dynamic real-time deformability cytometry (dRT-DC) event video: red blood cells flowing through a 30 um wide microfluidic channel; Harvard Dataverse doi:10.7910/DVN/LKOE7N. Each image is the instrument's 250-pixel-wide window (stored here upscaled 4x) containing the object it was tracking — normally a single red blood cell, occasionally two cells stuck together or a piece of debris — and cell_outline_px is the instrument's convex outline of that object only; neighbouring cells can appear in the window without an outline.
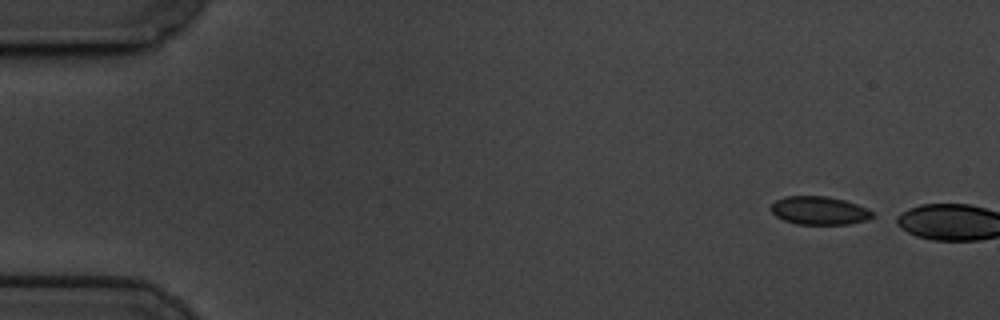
{"species": "common noctule bat (a hibernating species)", "species_latin": "Nyctalus noctula", "temperature_condition": "cold", "stored_images_in_passage": 4, "camera_frame_rate_fps": 3000, "um_per_image_px": 0.085, "animal": {"sex": "male", "body_mass_g": 19.5, "forearm_length_mm": 54.6}, "frame": {"image": 1, "passage_image": 1, "time_ms": 0.0, "image_size_px": [1000, 320], "cell_outline_px": [[876, 216], [868, 220], [848, 224], [796, 224], [784, 220], [776, 216], [772, 212], [772, 204], [776, 200], [784, 196], [828, 196], [844, 200], [868, 208], [876, 212]], "centroid_in_image_um": [69.7, 17.9], "position_along_channel_um": 15.3, "area_um2": 16.88}}